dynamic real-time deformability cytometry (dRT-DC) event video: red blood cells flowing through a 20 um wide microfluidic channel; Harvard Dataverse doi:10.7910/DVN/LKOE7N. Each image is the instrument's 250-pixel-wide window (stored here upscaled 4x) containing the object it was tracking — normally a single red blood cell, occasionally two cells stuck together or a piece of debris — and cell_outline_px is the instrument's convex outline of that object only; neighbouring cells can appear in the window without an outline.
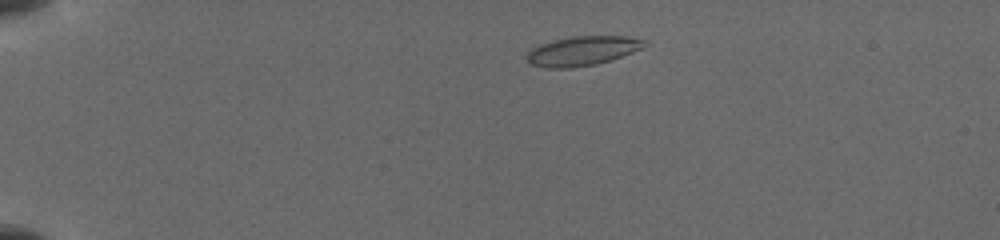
{"species": "common noctule bat (a hibernating species)", "species_latin": "Nyctalus noctula", "temperature_condition": "cold", "stored_images_in_passage": 40, "camera_frame_rate_fps": 3000, "um_per_image_px": 0.085, "animal": {"sex": "female", "body_mass_g": 19.5, "forearm_length_mm": 54.1}, "frame": {"image": 1, "passage_image": 4, "time_ms": 1.667, "image_size_px": [1000, 240], "cell_outline_px": [[648, 44], [632, 52], [612, 60], [596, 64], [572, 68], [548, 68], [528, 64], [524, 56], [532, 48], [540, 44], [552, 40], [572, 36], [628, 36], [644, 40]], "centroid_in_image_um": [49.45, 4.33], "position_along_channel_um": 35.5, "area_um2": 20.35}}
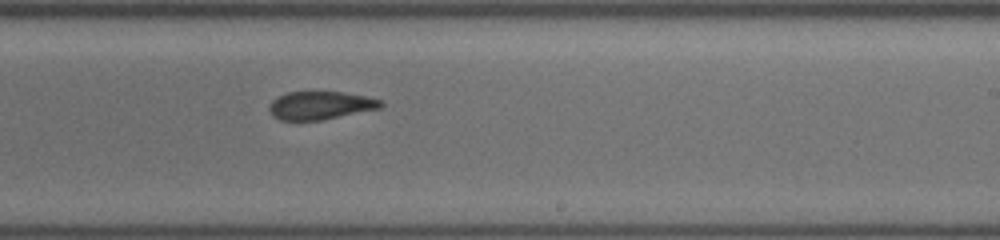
{"frame": {"image": 2, "passage_image": 23, "time_ms": 9.333, "image_size_px": [1000, 240], "cell_outline_px": [[384, 104], [380, 108], [320, 120], [280, 120], [272, 116], [268, 108], [272, 100], [288, 92], [344, 92], [384, 100]], "centroid_in_image_um": [27.23, 8.96], "position_along_channel_um": 261.8, "area_um2": 18.15}}
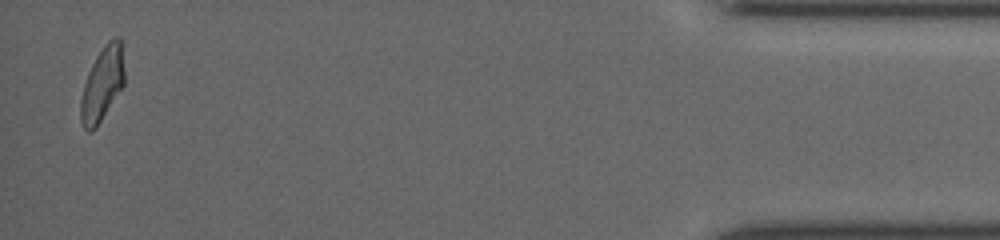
{"frame": {"image": 3, "passage_image": 39, "time_ms": 15.333, "image_size_px": [1000, 240], "cell_outline_px": [[124, 84], [96, 128], [92, 132], [88, 132], [84, 128], [80, 120], [80, 100], [84, 84], [88, 72], [96, 56], [104, 44], [112, 36], [120, 36], [124, 68]], "centroid_in_image_um": [8.69, 7.12], "position_along_channel_um": 426.5, "area_um2": 18.96}}